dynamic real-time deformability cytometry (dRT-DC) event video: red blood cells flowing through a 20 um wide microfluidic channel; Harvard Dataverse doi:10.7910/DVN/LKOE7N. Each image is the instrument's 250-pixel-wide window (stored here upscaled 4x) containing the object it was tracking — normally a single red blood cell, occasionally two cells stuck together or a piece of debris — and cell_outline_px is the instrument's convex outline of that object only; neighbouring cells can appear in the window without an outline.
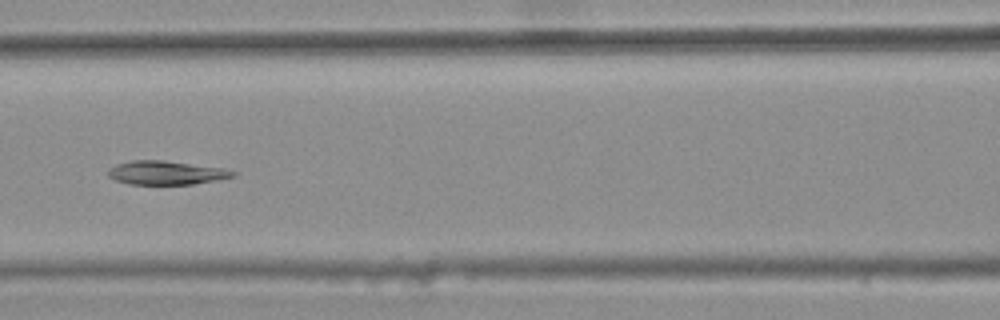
{"species": "common noctule bat (a hibernating species)", "species_latin": "Nyctalus noctula", "temperature_condition": "warm", "stored_images_in_passage": 7, "camera_frame_rate_fps": 3000, "um_per_image_px": 0.085, "animal": {"sex": "female", "body_mass_g": 25.1}, "frame": {"image": 1, "passage_image": 7, "time_ms": 2.0, "image_size_px": [1000, 320], "cell_outline_px": [[236, 176], [216, 180], [192, 184], [128, 184], [116, 180], [108, 176], [108, 168], [116, 164], [132, 160], [164, 160], [224, 168], [236, 172]], "centroid_in_image_um": [14.11, 14.68], "position_along_channel_um": 152.5, "area_um2": 17.28}}